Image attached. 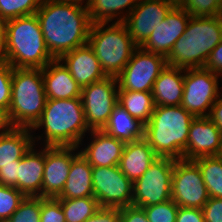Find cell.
Listing matches in <instances>:
<instances>
[{"mask_svg":"<svg viewBox=\"0 0 222 222\" xmlns=\"http://www.w3.org/2000/svg\"><path fill=\"white\" fill-rule=\"evenodd\" d=\"M118 104L144 125L150 121L155 109L154 98L151 92L118 91Z\"/></svg>","mask_w":222,"mask_h":222,"instance_id":"83f0119b","label":"cell"},{"mask_svg":"<svg viewBox=\"0 0 222 222\" xmlns=\"http://www.w3.org/2000/svg\"><path fill=\"white\" fill-rule=\"evenodd\" d=\"M222 41V15L191 16L183 36L166 57L167 64L178 68H204L211 51Z\"/></svg>","mask_w":222,"mask_h":222,"instance_id":"277c9868","label":"cell"},{"mask_svg":"<svg viewBox=\"0 0 222 222\" xmlns=\"http://www.w3.org/2000/svg\"><path fill=\"white\" fill-rule=\"evenodd\" d=\"M185 69L167 66L153 84L155 106H178L182 103Z\"/></svg>","mask_w":222,"mask_h":222,"instance_id":"603a6c76","label":"cell"},{"mask_svg":"<svg viewBox=\"0 0 222 222\" xmlns=\"http://www.w3.org/2000/svg\"><path fill=\"white\" fill-rule=\"evenodd\" d=\"M41 197H25L8 222H40Z\"/></svg>","mask_w":222,"mask_h":222,"instance_id":"d6a6232c","label":"cell"},{"mask_svg":"<svg viewBox=\"0 0 222 222\" xmlns=\"http://www.w3.org/2000/svg\"><path fill=\"white\" fill-rule=\"evenodd\" d=\"M219 77L205 68H187L181 106L194 117H208L211 107L220 96Z\"/></svg>","mask_w":222,"mask_h":222,"instance_id":"9c48e42d","label":"cell"},{"mask_svg":"<svg viewBox=\"0 0 222 222\" xmlns=\"http://www.w3.org/2000/svg\"><path fill=\"white\" fill-rule=\"evenodd\" d=\"M191 15L182 7L174 6L141 46L144 51L167 57L175 42L183 36Z\"/></svg>","mask_w":222,"mask_h":222,"instance_id":"2e32d148","label":"cell"},{"mask_svg":"<svg viewBox=\"0 0 222 222\" xmlns=\"http://www.w3.org/2000/svg\"><path fill=\"white\" fill-rule=\"evenodd\" d=\"M137 3L138 0H88L85 4L89 19L92 24H95L110 23L115 18L117 21L115 20L114 22H123L136 7ZM125 8H127L126 11L124 10Z\"/></svg>","mask_w":222,"mask_h":222,"instance_id":"4316f807","label":"cell"},{"mask_svg":"<svg viewBox=\"0 0 222 222\" xmlns=\"http://www.w3.org/2000/svg\"><path fill=\"white\" fill-rule=\"evenodd\" d=\"M40 127L45 131V146L80 147L85 132L91 131L85 121L81 97L47 99L40 119L31 130Z\"/></svg>","mask_w":222,"mask_h":222,"instance_id":"3957f363","label":"cell"},{"mask_svg":"<svg viewBox=\"0 0 222 222\" xmlns=\"http://www.w3.org/2000/svg\"><path fill=\"white\" fill-rule=\"evenodd\" d=\"M209 198L198 165L193 160H175L171 199L179 207L202 209Z\"/></svg>","mask_w":222,"mask_h":222,"instance_id":"7c38bea8","label":"cell"},{"mask_svg":"<svg viewBox=\"0 0 222 222\" xmlns=\"http://www.w3.org/2000/svg\"><path fill=\"white\" fill-rule=\"evenodd\" d=\"M92 166L79 153L71 163L68 178L57 199L94 197Z\"/></svg>","mask_w":222,"mask_h":222,"instance_id":"d4e9b609","label":"cell"},{"mask_svg":"<svg viewBox=\"0 0 222 222\" xmlns=\"http://www.w3.org/2000/svg\"><path fill=\"white\" fill-rule=\"evenodd\" d=\"M208 118L215 123V126L222 133V94L216 99L211 107Z\"/></svg>","mask_w":222,"mask_h":222,"instance_id":"ee69618b","label":"cell"},{"mask_svg":"<svg viewBox=\"0 0 222 222\" xmlns=\"http://www.w3.org/2000/svg\"><path fill=\"white\" fill-rule=\"evenodd\" d=\"M42 0H0V16L4 21L33 15L40 8Z\"/></svg>","mask_w":222,"mask_h":222,"instance_id":"4dcf8cb0","label":"cell"},{"mask_svg":"<svg viewBox=\"0 0 222 222\" xmlns=\"http://www.w3.org/2000/svg\"><path fill=\"white\" fill-rule=\"evenodd\" d=\"M5 21L0 16V51L4 43Z\"/></svg>","mask_w":222,"mask_h":222,"instance_id":"bcb514c9","label":"cell"},{"mask_svg":"<svg viewBox=\"0 0 222 222\" xmlns=\"http://www.w3.org/2000/svg\"><path fill=\"white\" fill-rule=\"evenodd\" d=\"M175 160L158 157L147 171L133 183L132 205L148 207L171 199L172 173Z\"/></svg>","mask_w":222,"mask_h":222,"instance_id":"ba28073f","label":"cell"},{"mask_svg":"<svg viewBox=\"0 0 222 222\" xmlns=\"http://www.w3.org/2000/svg\"><path fill=\"white\" fill-rule=\"evenodd\" d=\"M121 222H149L142 207L129 205L120 209Z\"/></svg>","mask_w":222,"mask_h":222,"instance_id":"ab89813d","label":"cell"},{"mask_svg":"<svg viewBox=\"0 0 222 222\" xmlns=\"http://www.w3.org/2000/svg\"><path fill=\"white\" fill-rule=\"evenodd\" d=\"M91 142L79 152L92 167H109L119 164L125 142L103 130H91Z\"/></svg>","mask_w":222,"mask_h":222,"instance_id":"d6986e66","label":"cell"},{"mask_svg":"<svg viewBox=\"0 0 222 222\" xmlns=\"http://www.w3.org/2000/svg\"><path fill=\"white\" fill-rule=\"evenodd\" d=\"M173 7L163 0H138L136 7L123 21L138 47L145 43L155 26L165 19Z\"/></svg>","mask_w":222,"mask_h":222,"instance_id":"9a60e30c","label":"cell"},{"mask_svg":"<svg viewBox=\"0 0 222 222\" xmlns=\"http://www.w3.org/2000/svg\"><path fill=\"white\" fill-rule=\"evenodd\" d=\"M195 117L178 106H155L144 138L158 157L183 159L191 121Z\"/></svg>","mask_w":222,"mask_h":222,"instance_id":"5b68a950","label":"cell"},{"mask_svg":"<svg viewBox=\"0 0 222 222\" xmlns=\"http://www.w3.org/2000/svg\"><path fill=\"white\" fill-rule=\"evenodd\" d=\"M166 66L165 56L138 47L116 77L118 91L151 92L155 80Z\"/></svg>","mask_w":222,"mask_h":222,"instance_id":"8fae6325","label":"cell"},{"mask_svg":"<svg viewBox=\"0 0 222 222\" xmlns=\"http://www.w3.org/2000/svg\"><path fill=\"white\" fill-rule=\"evenodd\" d=\"M94 197L100 207L124 208L132 205L133 183L118 165L92 167Z\"/></svg>","mask_w":222,"mask_h":222,"instance_id":"4fadbf2b","label":"cell"},{"mask_svg":"<svg viewBox=\"0 0 222 222\" xmlns=\"http://www.w3.org/2000/svg\"><path fill=\"white\" fill-rule=\"evenodd\" d=\"M222 155V133L208 117L191 121L183 159L194 160L205 156Z\"/></svg>","mask_w":222,"mask_h":222,"instance_id":"e0dca14e","label":"cell"},{"mask_svg":"<svg viewBox=\"0 0 222 222\" xmlns=\"http://www.w3.org/2000/svg\"><path fill=\"white\" fill-rule=\"evenodd\" d=\"M13 128L8 111L0 108V135L9 133Z\"/></svg>","mask_w":222,"mask_h":222,"instance_id":"f6af8a7d","label":"cell"},{"mask_svg":"<svg viewBox=\"0 0 222 222\" xmlns=\"http://www.w3.org/2000/svg\"><path fill=\"white\" fill-rule=\"evenodd\" d=\"M204 222H222V198L210 197L202 207Z\"/></svg>","mask_w":222,"mask_h":222,"instance_id":"74e56055","label":"cell"},{"mask_svg":"<svg viewBox=\"0 0 222 222\" xmlns=\"http://www.w3.org/2000/svg\"><path fill=\"white\" fill-rule=\"evenodd\" d=\"M46 101L42 69L13 68L11 102L8 109L12 125L32 128L40 119Z\"/></svg>","mask_w":222,"mask_h":222,"instance_id":"8992f818","label":"cell"},{"mask_svg":"<svg viewBox=\"0 0 222 222\" xmlns=\"http://www.w3.org/2000/svg\"><path fill=\"white\" fill-rule=\"evenodd\" d=\"M54 59L88 43L91 21L87 6L75 1L42 0L35 13Z\"/></svg>","mask_w":222,"mask_h":222,"instance_id":"6da1fadb","label":"cell"},{"mask_svg":"<svg viewBox=\"0 0 222 222\" xmlns=\"http://www.w3.org/2000/svg\"><path fill=\"white\" fill-rule=\"evenodd\" d=\"M88 44L105 74L112 77L122 72L138 48L123 22L91 24Z\"/></svg>","mask_w":222,"mask_h":222,"instance_id":"52a82bcc","label":"cell"},{"mask_svg":"<svg viewBox=\"0 0 222 222\" xmlns=\"http://www.w3.org/2000/svg\"><path fill=\"white\" fill-rule=\"evenodd\" d=\"M31 128L14 127L9 133L0 135V168L19 164V160L42 136H33ZM37 139V140H36Z\"/></svg>","mask_w":222,"mask_h":222,"instance_id":"cb8c5ba5","label":"cell"},{"mask_svg":"<svg viewBox=\"0 0 222 222\" xmlns=\"http://www.w3.org/2000/svg\"><path fill=\"white\" fill-rule=\"evenodd\" d=\"M35 145L36 143L19 160L18 190L26 197H42L45 146L39 152Z\"/></svg>","mask_w":222,"mask_h":222,"instance_id":"ffe728a7","label":"cell"},{"mask_svg":"<svg viewBox=\"0 0 222 222\" xmlns=\"http://www.w3.org/2000/svg\"><path fill=\"white\" fill-rule=\"evenodd\" d=\"M163 1L171 3L173 6L180 7L185 0H163Z\"/></svg>","mask_w":222,"mask_h":222,"instance_id":"7dc6e473","label":"cell"},{"mask_svg":"<svg viewBox=\"0 0 222 222\" xmlns=\"http://www.w3.org/2000/svg\"><path fill=\"white\" fill-rule=\"evenodd\" d=\"M157 158L158 156L155 154L153 148L143 137L125 143L118 166L121 172L134 183Z\"/></svg>","mask_w":222,"mask_h":222,"instance_id":"7402d4cb","label":"cell"},{"mask_svg":"<svg viewBox=\"0 0 222 222\" xmlns=\"http://www.w3.org/2000/svg\"><path fill=\"white\" fill-rule=\"evenodd\" d=\"M193 17H212L222 15V8L215 0H185L180 6Z\"/></svg>","mask_w":222,"mask_h":222,"instance_id":"e575fe53","label":"cell"},{"mask_svg":"<svg viewBox=\"0 0 222 222\" xmlns=\"http://www.w3.org/2000/svg\"><path fill=\"white\" fill-rule=\"evenodd\" d=\"M65 214L66 222H85L100 205L95 197L58 199Z\"/></svg>","mask_w":222,"mask_h":222,"instance_id":"f546056e","label":"cell"},{"mask_svg":"<svg viewBox=\"0 0 222 222\" xmlns=\"http://www.w3.org/2000/svg\"><path fill=\"white\" fill-rule=\"evenodd\" d=\"M85 222H121L120 209L100 207Z\"/></svg>","mask_w":222,"mask_h":222,"instance_id":"f35d334b","label":"cell"},{"mask_svg":"<svg viewBox=\"0 0 222 222\" xmlns=\"http://www.w3.org/2000/svg\"><path fill=\"white\" fill-rule=\"evenodd\" d=\"M199 167L209 197L222 198V155L193 160Z\"/></svg>","mask_w":222,"mask_h":222,"instance_id":"f1b7e54d","label":"cell"},{"mask_svg":"<svg viewBox=\"0 0 222 222\" xmlns=\"http://www.w3.org/2000/svg\"><path fill=\"white\" fill-rule=\"evenodd\" d=\"M145 125L132 117L121 105L117 104L102 129L104 132L125 143L144 137Z\"/></svg>","mask_w":222,"mask_h":222,"instance_id":"484cf974","label":"cell"},{"mask_svg":"<svg viewBox=\"0 0 222 222\" xmlns=\"http://www.w3.org/2000/svg\"><path fill=\"white\" fill-rule=\"evenodd\" d=\"M40 222H66L61 202L57 198L41 197Z\"/></svg>","mask_w":222,"mask_h":222,"instance_id":"8d00e7d4","label":"cell"},{"mask_svg":"<svg viewBox=\"0 0 222 222\" xmlns=\"http://www.w3.org/2000/svg\"><path fill=\"white\" fill-rule=\"evenodd\" d=\"M176 222H204L202 209L179 207Z\"/></svg>","mask_w":222,"mask_h":222,"instance_id":"7bdbcfd3","label":"cell"},{"mask_svg":"<svg viewBox=\"0 0 222 222\" xmlns=\"http://www.w3.org/2000/svg\"><path fill=\"white\" fill-rule=\"evenodd\" d=\"M18 167L19 164H12L0 168V185L18 189Z\"/></svg>","mask_w":222,"mask_h":222,"instance_id":"b9f144b4","label":"cell"},{"mask_svg":"<svg viewBox=\"0 0 222 222\" xmlns=\"http://www.w3.org/2000/svg\"><path fill=\"white\" fill-rule=\"evenodd\" d=\"M60 1H75V2H80L82 4L85 3L84 1H86V3L88 2V0H60Z\"/></svg>","mask_w":222,"mask_h":222,"instance_id":"c3c4849f","label":"cell"},{"mask_svg":"<svg viewBox=\"0 0 222 222\" xmlns=\"http://www.w3.org/2000/svg\"><path fill=\"white\" fill-rule=\"evenodd\" d=\"M47 99H72L81 97V87L59 59H54L42 69Z\"/></svg>","mask_w":222,"mask_h":222,"instance_id":"44dd1931","label":"cell"},{"mask_svg":"<svg viewBox=\"0 0 222 222\" xmlns=\"http://www.w3.org/2000/svg\"><path fill=\"white\" fill-rule=\"evenodd\" d=\"M204 68L222 77V41L211 51Z\"/></svg>","mask_w":222,"mask_h":222,"instance_id":"60d3db41","label":"cell"},{"mask_svg":"<svg viewBox=\"0 0 222 222\" xmlns=\"http://www.w3.org/2000/svg\"><path fill=\"white\" fill-rule=\"evenodd\" d=\"M13 67L0 57V108L9 109L12 93Z\"/></svg>","mask_w":222,"mask_h":222,"instance_id":"d590c367","label":"cell"},{"mask_svg":"<svg viewBox=\"0 0 222 222\" xmlns=\"http://www.w3.org/2000/svg\"><path fill=\"white\" fill-rule=\"evenodd\" d=\"M217 4L222 8V0H215Z\"/></svg>","mask_w":222,"mask_h":222,"instance_id":"681fc988","label":"cell"},{"mask_svg":"<svg viewBox=\"0 0 222 222\" xmlns=\"http://www.w3.org/2000/svg\"><path fill=\"white\" fill-rule=\"evenodd\" d=\"M179 206L172 200L143 207L149 222H176Z\"/></svg>","mask_w":222,"mask_h":222,"instance_id":"836d02e7","label":"cell"},{"mask_svg":"<svg viewBox=\"0 0 222 222\" xmlns=\"http://www.w3.org/2000/svg\"><path fill=\"white\" fill-rule=\"evenodd\" d=\"M59 60L81 88L107 77L88 43L63 54Z\"/></svg>","mask_w":222,"mask_h":222,"instance_id":"ac0fdd59","label":"cell"},{"mask_svg":"<svg viewBox=\"0 0 222 222\" xmlns=\"http://www.w3.org/2000/svg\"><path fill=\"white\" fill-rule=\"evenodd\" d=\"M25 197L15 187L0 185V222L8 221Z\"/></svg>","mask_w":222,"mask_h":222,"instance_id":"1f68e13d","label":"cell"},{"mask_svg":"<svg viewBox=\"0 0 222 222\" xmlns=\"http://www.w3.org/2000/svg\"><path fill=\"white\" fill-rule=\"evenodd\" d=\"M0 57L13 68L43 69L54 60L46 47L36 14L5 21Z\"/></svg>","mask_w":222,"mask_h":222,"instance_id":"7a4b0ae2","label":"cell"},{"mask_svg":"<svg viewBox=\"0 0 222 222\" xmlns=\"http://www.w3.org/2000/svg\"><path fill=\"white\" fill-rule=\"evenodd\" d=\"M77 149L76 146H45L42 197L56 198L62 192L72 160L80 153Z\"/></svg>","mask_w":222,"mask_h":222,"instance_id":"5bb4252c","label":"cell"},{"mask_svg":"<svg viewBox=\"0 0 222 222\" xmlns=\"http://www.w3.org/2000/svg\"><path fill=\"white\" fill-rule=\"evenodd\" d=\"M85 121L90 130H102L118 104L116 77L106 78L81 88Z\"/></svg>","mask_w":222,"mask_h":222,"instance_id":"30bf717a","label":"cell"}]
</instances>
